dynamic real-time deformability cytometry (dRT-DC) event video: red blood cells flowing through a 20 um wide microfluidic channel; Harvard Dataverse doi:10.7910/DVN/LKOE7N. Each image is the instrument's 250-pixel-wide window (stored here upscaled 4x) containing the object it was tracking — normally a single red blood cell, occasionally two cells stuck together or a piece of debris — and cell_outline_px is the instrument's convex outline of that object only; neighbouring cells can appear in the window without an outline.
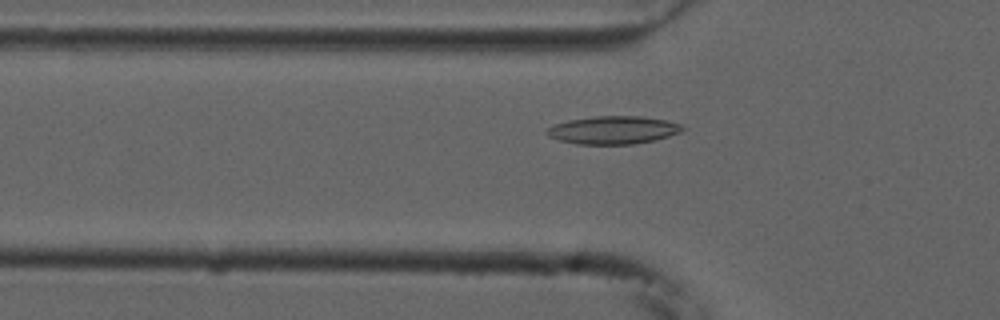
{"species": "common noctule bat (a hibernating species)", "species_latin": "Nyctalus noctula", "temperature_condition": "cold", "stored_images_in_passage": 45, "camera_frame_rate_fps": 3000, "um_per_image_px": 0.085, "animal": {"sex": "male", "forearm_length_mm": 52.5}, "frame": {"image": 1, "passage_image": 8, "time_ms": 2.333, "image_size_px": [1000, 320], "cell_outline_px": [[684, 128], [680, 132], [668, 136], [652, 140], [632, 144], [576, 144], [560, 140], [548, 136], [544, 132], [552, 124], [568, 120], [596, 116], [640, 116], [668, 120], [680, 124]], "centroid_in_image_um": [52.08, 11.04], "position_along_channel_um": 73.7, "area_um2": 22.02}}
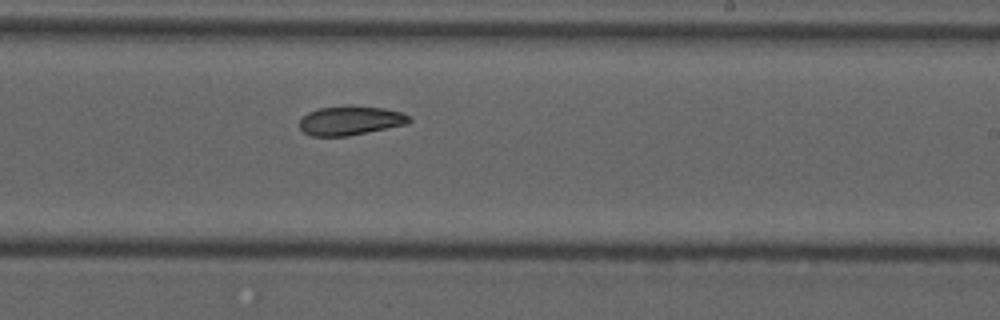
{"frame": {"image": 2, "passage_image": 23, "time_ms": 7.333, "image_size_px": [1000, 320], "cell_outline_px": [[412, 120], [408, 124], [348, 136], [312, 136], [304, 132], [300, 128], [300, 120], [308, 112], [320, 108], [384, 108], [400, 112], [408, 116]], "centroid_in_image_um": [29.79, 10.29], "position_along_channel_um": 259.2, "area_um2": 17.86}}
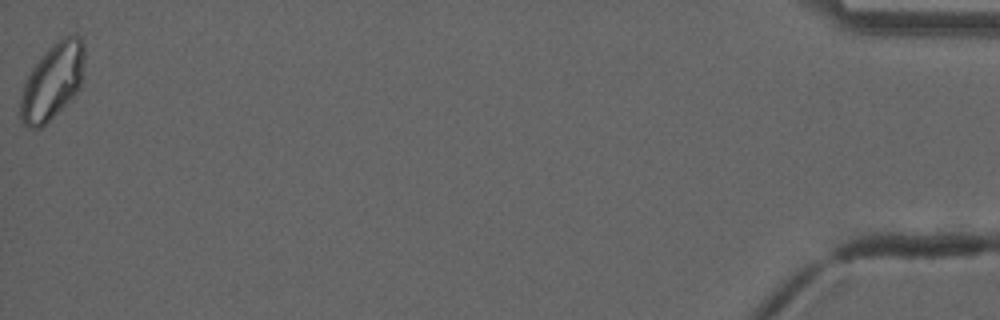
{"frame": {"image": 3, "passage_image": 45, "time_ms": 14.667, "image_size_px": [1000, 320], "cell_outline_px": [[84, 76], [80, 88], [76, 96], [40, 128], [28, 128], [24, 124], [20, 116], [20, 96], [24, 84], [32, 68], [44, 52], [48, 48], [64, 36], [76, 32], [84, 40]], "centroid_in_image_um": [4.51, 6.9], "position_along_channel_um": 430.7, "area_um2": 28.84}, "authors_computed_cell_mechanics": {"area_um2": 20.6924, "velocity_mm_per_s": 3.7076, "shape_relaxation_time_tau1_ms": null, "shape_relaxation_time_tau2_ms": 4.433, "deformation_change_tau1": null, "deformation_change_tau2": 0.0889}}